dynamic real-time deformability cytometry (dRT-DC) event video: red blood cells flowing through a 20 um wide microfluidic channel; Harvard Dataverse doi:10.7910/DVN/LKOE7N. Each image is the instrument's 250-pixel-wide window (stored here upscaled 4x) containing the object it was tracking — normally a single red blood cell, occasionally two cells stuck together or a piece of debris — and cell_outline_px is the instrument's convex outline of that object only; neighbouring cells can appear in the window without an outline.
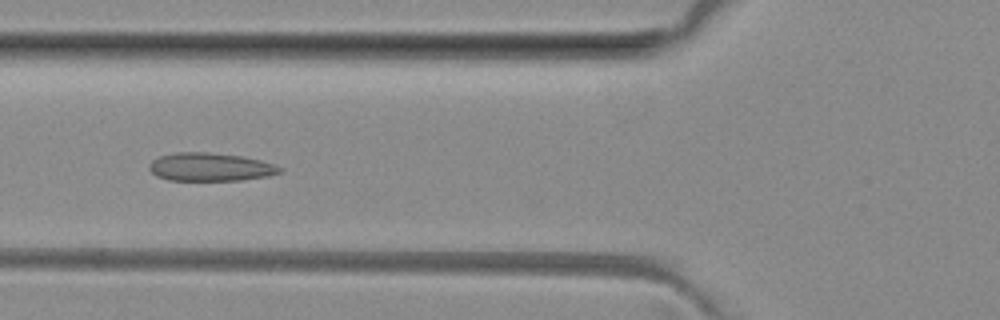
{"species": "common noctule bat (a hibernating species)", "species_latin": "Nyctalus noctula", "temperature_condition": "room temperature", "stored_images_in_passage": 4, "camera_frame_rate_fps": 3000, "um_per_image_px": 0.085, "animal": {"sex": "female", "body_mass_g": 29.2, "forearm_length_mm": 56.3}, "frame": {"image": 1, "passage_image": 3, "time_ms": 4.667, "image_size_px": [1000, 320], "cell_outline_px": [[284, 168], [280, 172], [268, 176], [240, 180], [168, 180], [156, 176], [148, 168], [148, 164], [152, 160], [160, 156], [176, 152], [208, 152], [244, 156], [260, 160]], "centroid_in_image_um": [17.85, 14.19], "position_along_channel_um": 107.9, "area_um2": 21.5}}
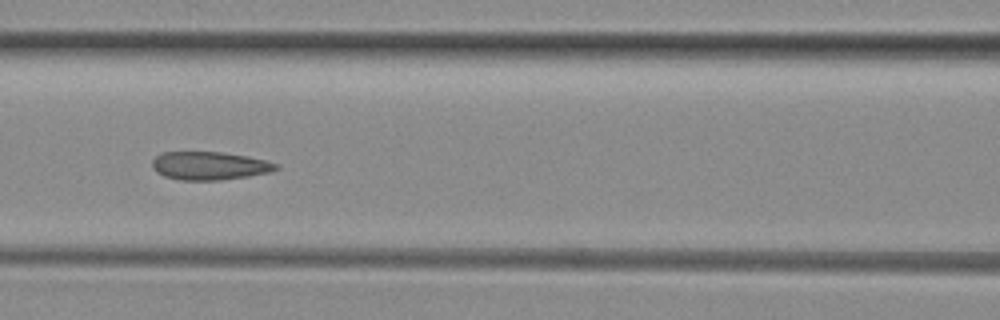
{"frame": {"image": 2, "passage_image": 4, "time_ms": 5.667, "image_size_px": [1000, 320], "cell_outline_px": [[280, 168], [272, 172], [248, 176], [220, 180], [180, 180], [164, 176], [156, 172], [152, 168], [152, 160], [156, 156], [164, 152], [220, 152], [248, 156], [280, 164]], "centroid_in_image_um": [17.83, 14.09], "position_along_channel_um": 148.8, "area_um2": 20.46}}